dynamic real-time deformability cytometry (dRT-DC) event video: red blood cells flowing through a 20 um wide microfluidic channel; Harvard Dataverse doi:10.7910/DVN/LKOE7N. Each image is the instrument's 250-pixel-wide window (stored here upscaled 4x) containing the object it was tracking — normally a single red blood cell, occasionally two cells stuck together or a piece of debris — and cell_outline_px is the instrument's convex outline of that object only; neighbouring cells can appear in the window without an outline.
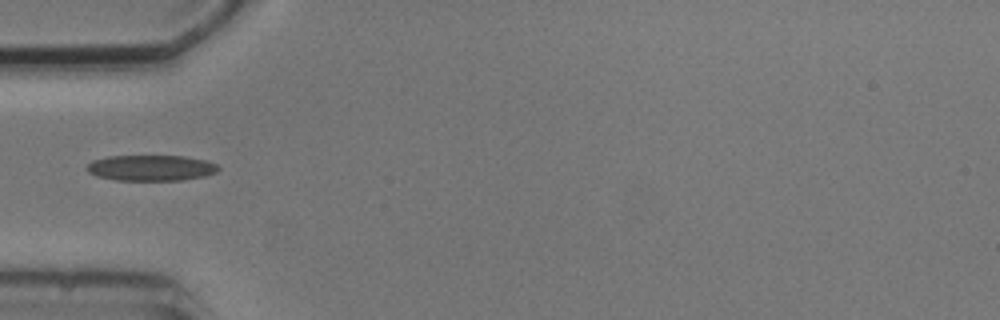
{"species": "common noctule bat (a hibernating species)", "species_latin": "Nyctalus noctula", "temperature_condition": "cold", "stored_images_in_passage": 4, "camera_frame_rate_fps": 3000, "um_per_image_px": 0.085, "animal": {"sex": "male", "body_mass_g": 20.5, "forearm_length_mm": 52.5}, "frame": {"image": 1, "passage_image": 1, "time_ms": 0.0, "image_size_px": [1000, 320], "cell_outline_px": [[220, 168], [216, 172], [204, 176], [180, 180], [116, 180], [96, 176], [88, 172], [84, 168], [92, 160], [108, 156], [184, 156], [204, 160], [216, 164]], "centroid_in_image_um": [12.79, 14.27], "position_along_channel_um": 72.2, "area_um2": 19.71}}
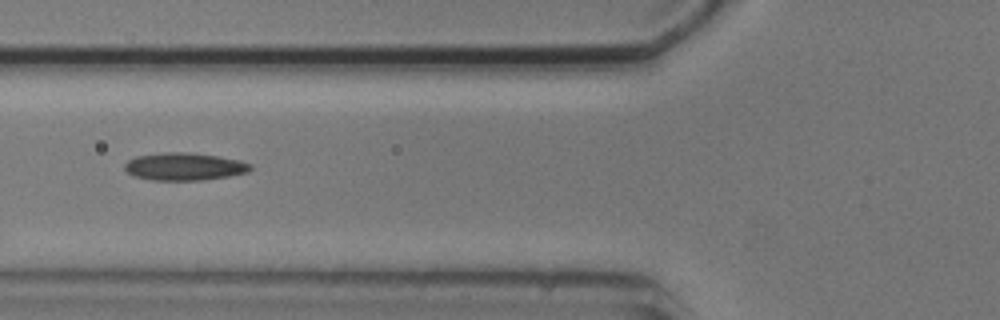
{"frame": {"image": 2, "passage_image": 2, "time_ms": 1.0, "image_size_px": [1000, 320], "cell_outline_px": [[252, 168], [248, 172], [228, 176], [200, 180], [152, 180], [132, 176], [124, 168], [124, 164], [128, 160], [136, 156], [168, 152], [188, 152], [216, 156], [240, 160], [252, 164]], "centroid_in_image_um": [15.66, 14.16], "position_along_channel_um": 110.1, "area_um2": 20.17}}
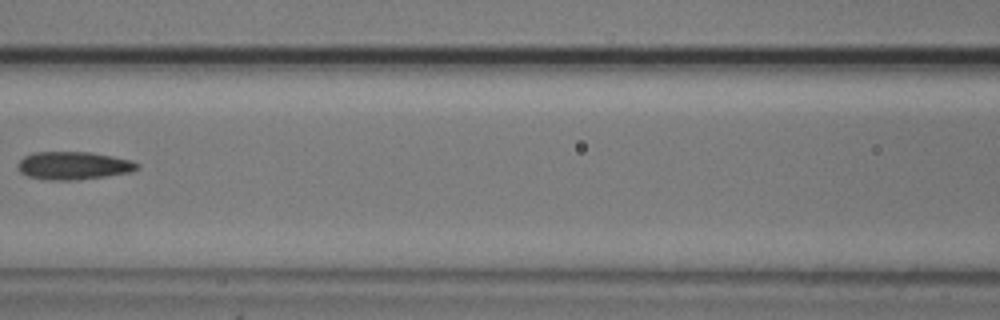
{"frame": {"image": 3, "passage_image": 3, "time_ms": 2.333, "image_size_px": [1000, 320], "cell_outline_px": [[140, 168], [132, 172], [76, 180], [48, 180], [28, 176], [20, 172], [20, 160], [24, 156], [32, 152], [92, 152], [132, 160], [140, 164]], "centroid_in_image_um": [6.3, 14.07], "position_along_channel_um": 160.3, "area_um2": 19.42}}